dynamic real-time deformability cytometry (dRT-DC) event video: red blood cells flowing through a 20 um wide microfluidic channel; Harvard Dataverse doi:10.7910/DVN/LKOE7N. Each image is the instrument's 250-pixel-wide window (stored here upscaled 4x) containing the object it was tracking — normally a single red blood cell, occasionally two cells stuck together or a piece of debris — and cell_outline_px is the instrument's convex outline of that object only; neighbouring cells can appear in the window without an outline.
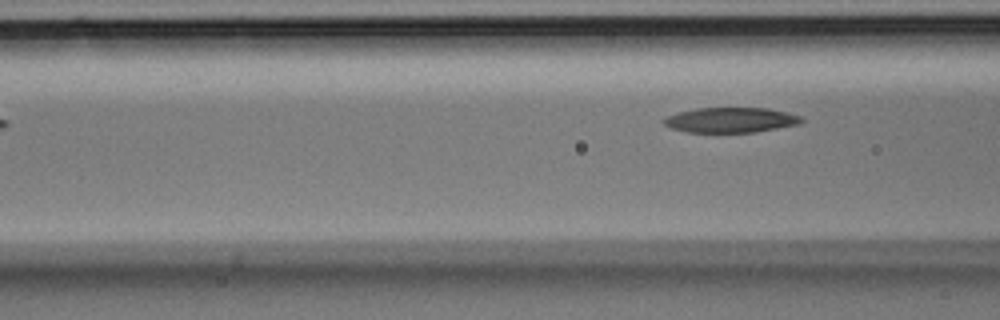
{"species": "Egyptian fruit bat (a non-hibernating species)", "species_latin": "Rousettus aegyptiacus", "temperature_condition": "room temperature", "stored_images_in_passage": 5, "camera_frame_rate_fps": 3000, "um_per_image_px": 0.085, "animal": {"sex": "male"}, "frame": {"image": 1, "passage_image": 5, "time_ms": 1.333, "image_size_px": [1000, 320], "cell_outline_px": [[804, 120], [800, 124], [756, 132], [688, 132], [672, 128], [664, 124], [660, 120], [668, 116], [680, 112], [696, 108], [768, 108], [800, 116]], "centroid_in_image_um": [62.11, 10.2], "position_along_channel_um": 104.5, "area_um2": 20.0}}